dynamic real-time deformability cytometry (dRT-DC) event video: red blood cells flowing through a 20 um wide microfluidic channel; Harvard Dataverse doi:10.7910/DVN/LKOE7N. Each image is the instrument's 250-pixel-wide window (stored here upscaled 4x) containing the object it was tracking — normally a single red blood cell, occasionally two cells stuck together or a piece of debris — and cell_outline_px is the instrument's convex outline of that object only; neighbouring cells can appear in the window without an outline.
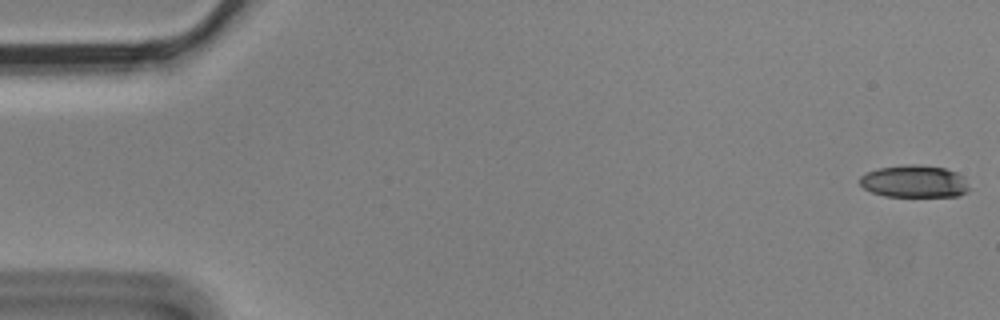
{"species": "Egyptian fruit bat (a non-hibernating species)", "species_latin": "Rousettus aegyptiacus", "temperature_condition": "cold", "stored_images_in_passage": 5, "camera_frame_rate_fps": 3000, "um_per_image_px": 0.085, "animal": {"sex": "male"}, "frame": {"image": 1, "passage_image": 1, "time_ms": 0.0, "image_size_px": [1000, 320], "cell_outline_px": [[972, 188], [968, 192], [956, 196], [884, 196], [872, 192], [864, 188], [860, 184], [860, 176], [868, 172], [880, 168], [908, 164], [920, 164], [944, 168], [956, 172], [964, 176]], "centroid_in_image_um": [77.78, 15.42], "position_along_channel_um": 7.2, "area_um2": 20.75}}